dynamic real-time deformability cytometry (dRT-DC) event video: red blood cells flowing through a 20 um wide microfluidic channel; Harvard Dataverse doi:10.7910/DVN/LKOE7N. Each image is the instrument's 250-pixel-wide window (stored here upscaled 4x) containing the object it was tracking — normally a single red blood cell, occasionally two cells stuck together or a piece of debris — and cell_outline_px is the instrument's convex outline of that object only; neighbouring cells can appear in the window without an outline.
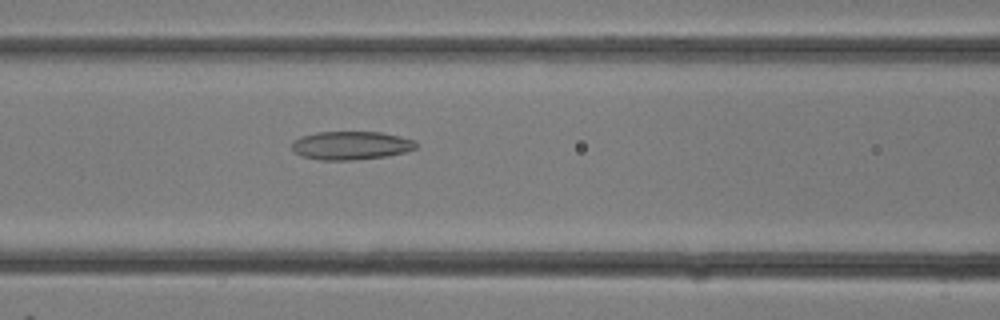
{"species": "common noctule bat (a hibernating species)", "species_latin": "Nyctalus noctula", "temperature_condition": "room temperature", "stored_images_in_passage": 6, "camera_frame_rate_fps": 3000, "um_per_image_px": 0.085, "animal": {"sex": "female"}, "frame": {"image": 1, "passage_image": 6, "time_ms": 1.667, "image_size_px": [1000, 320], "cell_outline_px": [[416, 148], [404, 152], [388, 156], [356, 160], [320, 160], [300, 156], [292, 148], [292, 140], [300, 136], [316, 132], [380, 132], [400, 136], [416, 140]], "centroid_in_image_um": [29.82, 12.36], "position_along_channel_um": 136.8, "area_um2": 20.75}}